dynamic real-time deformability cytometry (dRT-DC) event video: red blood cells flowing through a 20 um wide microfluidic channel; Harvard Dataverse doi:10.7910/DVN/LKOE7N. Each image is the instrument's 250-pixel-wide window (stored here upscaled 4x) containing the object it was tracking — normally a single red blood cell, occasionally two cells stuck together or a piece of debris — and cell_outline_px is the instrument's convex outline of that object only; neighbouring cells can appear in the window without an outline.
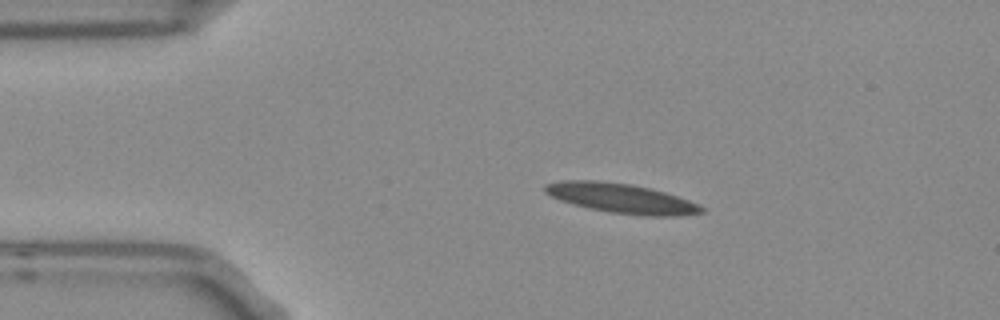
{"species": "Egyptian fruit bat (a non-hibernating species)", "species_latin": "Rousettus aegyptiacus", "temperature_condition": "room temperature", "stored_images_in_passage": 3, "camera_frame_rate_fps": 3000, "um_per_image_px": 0.085, "frame": {"image": 1, "passage_image": 2, "time_ms": 0.333, "image_size_px": [1000, 320], "cell_outline_px": [[704, 212], [672, 216], [644, 216], [612, 212], [588, 208], [560, 200], [544, 192], [544, 184], [564, 180], [596, 180], [628, 184], [648, 188], [664, 192], [688, 200], [704, 208]], "centroid_in_image_um": [52.76, 16.85], "position_along_channel_um": 32.2, "area_um2": 26.59}}